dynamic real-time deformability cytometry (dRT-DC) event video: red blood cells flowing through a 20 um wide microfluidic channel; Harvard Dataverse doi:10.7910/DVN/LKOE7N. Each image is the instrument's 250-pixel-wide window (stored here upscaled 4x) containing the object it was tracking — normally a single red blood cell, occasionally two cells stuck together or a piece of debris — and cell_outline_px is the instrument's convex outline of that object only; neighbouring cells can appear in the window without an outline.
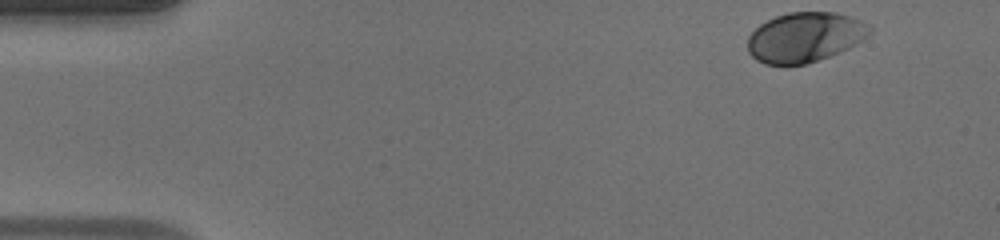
{"species": "human", "species_latin": "Homo sapiens", "temperature_condition": "warm", "stored_images_in_passage": 39, "camera_frame_rate_fps": 3000, "um_per_image_px": 0.085, "donor": {"sex": "male"}, "frame": {"image": 1, "passage_image": 1, "time_ms": 0.0, "image_size_px": [1000, 240], "cell_outline_px": [[872, 32], [864, 40], [840, 52], [808, 64], [764, 64], [756, 60], [748, 52], [748, 36], [760, 24], [776, 16], [788, 12], [836, 12], [848, 16], [872, 28]], "centroid_in_image_um": [68.4, 3.17], "position_along_channel_um": 16.6, "area_um2": 35.32}}
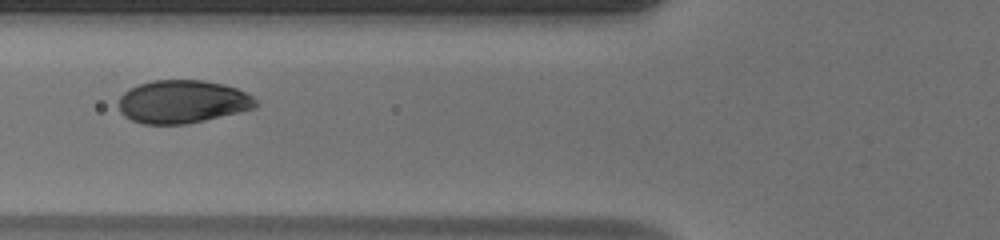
{"frame": {"image": 2, "passage_image": 16, "time_ms": 5.0, "image_size_px": [1000, 240], "cell_outline_px": [[260, 104], [256, 108], [188, 124], [144, 124], [132, 120], [124, 116], [120, 112], [120, 96], [128, 88], [152, 80], [200, 80], [224, 84], [236, 88], [252, 96]], "centroid_in_image_um": [15.52, 8.64], "position_along_channel_um": 110.3, "area_um2": 34.45}}
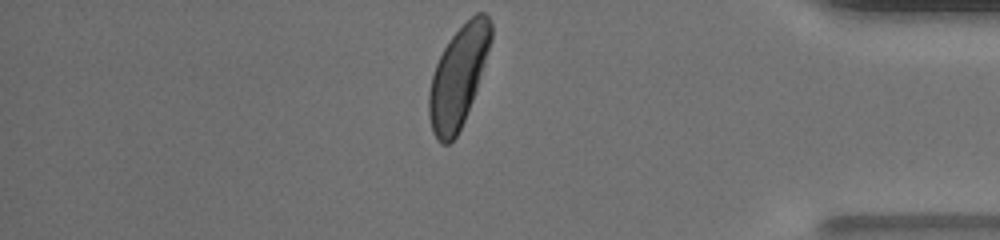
{"frame": {"image": 3, "passage_image": 39, "time_ms": 12.667, "image_size_px": [1000, 240], "cell_outline_px": [[492, 40], [472, 100], [464, 120], [456, 136], [448, 144], [440, 144], [436, 140], [432, 132], [428, 116], [428, 92], [432, 76], [436, 64], [448, 40], [476, 12], [484, 12], [488, 16], [492, 24]], "centroid_in_image_um": [38.93, 6.53], "position_along_channel_um": 396.3, "area_um2": 36.01}, "authors_computed_cell_mechanics": {"area_um2": 35.258, "velocity_mm_per_s": 4.122, "shape_relaxation_time_tau1_ms": 2.0535, "shape_relaxation_time_tau2_ms": null, "deformation_change_tau1": 0.1314, "deformation_change_tau2": null}}